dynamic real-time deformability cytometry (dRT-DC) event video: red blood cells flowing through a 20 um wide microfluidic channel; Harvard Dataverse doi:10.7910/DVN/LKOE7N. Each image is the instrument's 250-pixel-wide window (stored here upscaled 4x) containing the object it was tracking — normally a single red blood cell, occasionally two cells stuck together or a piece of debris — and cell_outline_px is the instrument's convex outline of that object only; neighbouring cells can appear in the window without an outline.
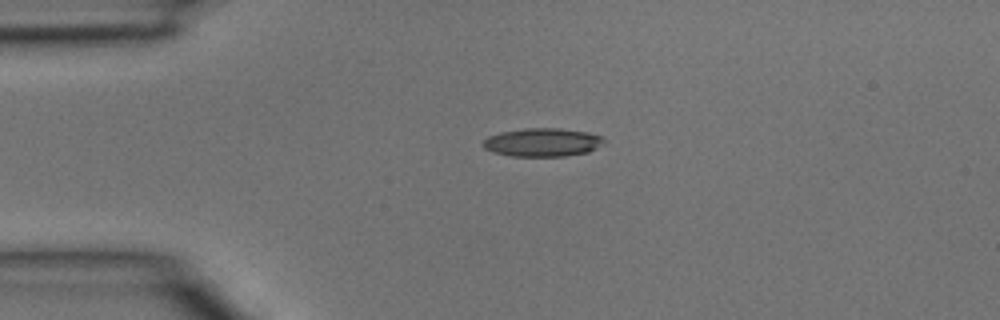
{"species": "common noctule bat (a hibernating species)", "species_latin": "Nyctalus noctula", "temperature_condition": "room temperature", "stored_images_in_passage": 2, "camera_frame_rate_fps": 3000, "um_per_image_px": 0.085, "animal": {"sex": "male", "body_mass_g": 15.6}, "frame": {"image": 1, "passage_image": 1, "time_ms": 0.0, "image_size_px": [1000, 320], "cell_outline_px": [[604, 140], [596, 148], [588, 152], [564, 156], [512, 156], [496, 152], [484, 148], [484, 140], [488, 136], [500, 132], [524, 128], [560, 128], [588, 132], [600, 136]], "centroid_in_image_um": [46.1, 12.09], "position_along_channel_um": 38.9, "area_um2": 19.77}}
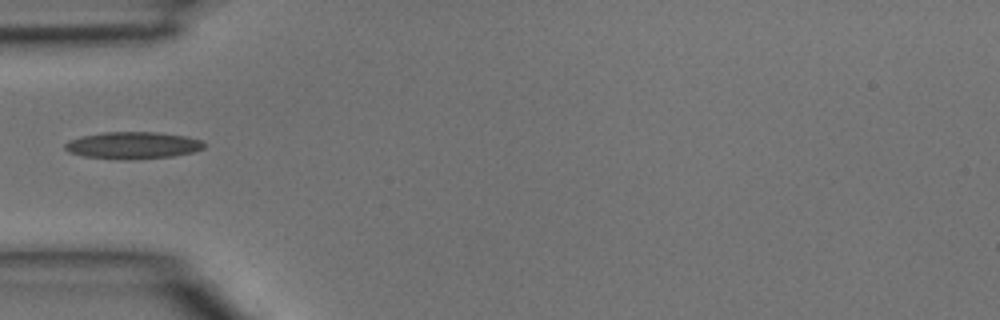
{"frame": {"image": 2, "passage_image": 2, "time_ms": 0.333, "image_size_px": [1000, 320], "cell_outline_px": [[204, 148], [192, 152], [172, 156], [132, 160], [124, 160], [84, 156], [68, 152], [64, 148], [64, 144], [68, 140], [80, 136], [104, 132], [156, 132], [188, 136], [200, 140], [204, 144]], "centroid_in_image_um": [11.25, 12.35], "position_along_channel_um": 73.7, "area_um2": 22.02}}